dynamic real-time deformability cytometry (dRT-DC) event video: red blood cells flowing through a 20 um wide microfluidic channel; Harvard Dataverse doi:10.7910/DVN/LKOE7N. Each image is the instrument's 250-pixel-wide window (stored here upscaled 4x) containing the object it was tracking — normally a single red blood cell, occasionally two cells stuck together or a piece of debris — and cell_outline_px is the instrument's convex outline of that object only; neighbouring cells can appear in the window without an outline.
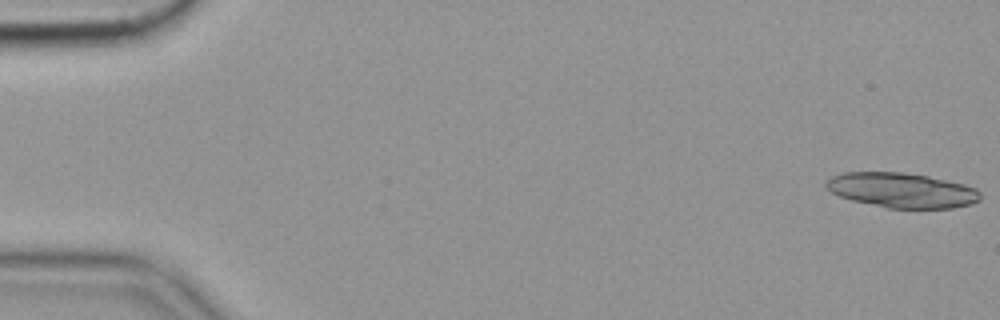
{"species": "common noctule bat (a hibernating species)", "species_latin": "Nyctalus noctula", "temperature_condition": "cold", "stored_images_in_passage": 20, "camera_frame_rate_fps": 3000, "um_per_image_px": 0.085, "animal": {"sex": "female", "body_mass_g": 19.9}, "frame": {"image": 1, "passage_image": 1, "time_ms": 0.0, "image_size_px": [1000, 320], "cell_outline_px": [[980, 200], [972, 204], [952, 208], [888, 208], [852, 200], [840, 196], [832, 192], [824, 184], [824, 180], [832, 176], [844, 172], [904, 172], [928, 176], [964, 184], [976, 188], [980, 192]], "centroid_in_image_um": [76.66, 16.16], "position_along_channel_um": 8.3, "area_um2": 31.39}}